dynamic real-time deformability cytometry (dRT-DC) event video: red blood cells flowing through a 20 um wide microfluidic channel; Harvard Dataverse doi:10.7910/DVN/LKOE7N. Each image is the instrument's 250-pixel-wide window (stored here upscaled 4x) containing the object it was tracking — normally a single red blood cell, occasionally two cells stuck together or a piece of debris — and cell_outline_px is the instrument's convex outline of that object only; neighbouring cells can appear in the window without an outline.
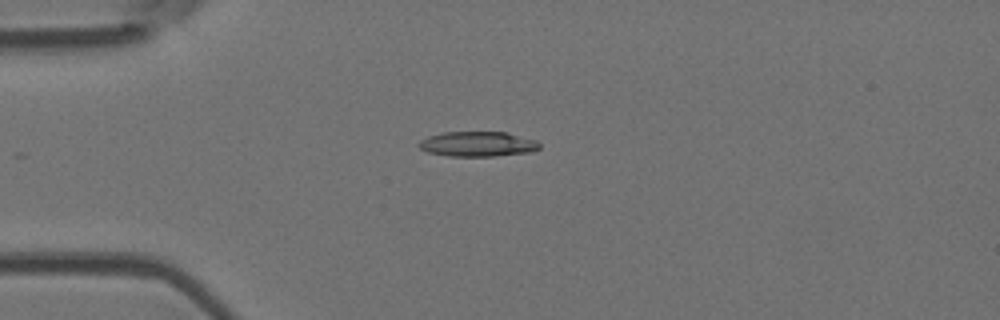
{"species": "Egyptian fruit bat (a non-hibernating species)", "species_latin": "Rousettus aegyptiacus", "temperature_condition": "room temperature", "stored_images_in_passage": 54, "camera_frame_rate_fps": 3000, "um_per_image_px": 0.085, "animal": {"sex": "female"}, "frame": {"image": 1, "passage_image": 14, "time_ms": 4.333, "image_size_px": [1000, 320], "cell_outline_px": [[540, 148], [528, 152], [492, 156], [448, 156], [428, 152], [420, 148], [416, 144], [420, 140], [428, 136], [444, 132], [508, 132], [536, 140], [540, 144]], "centroid_in_image_um": [40.58, 12.23], "position_along_channel_um": 44.4, "area_um2": 17.57}}
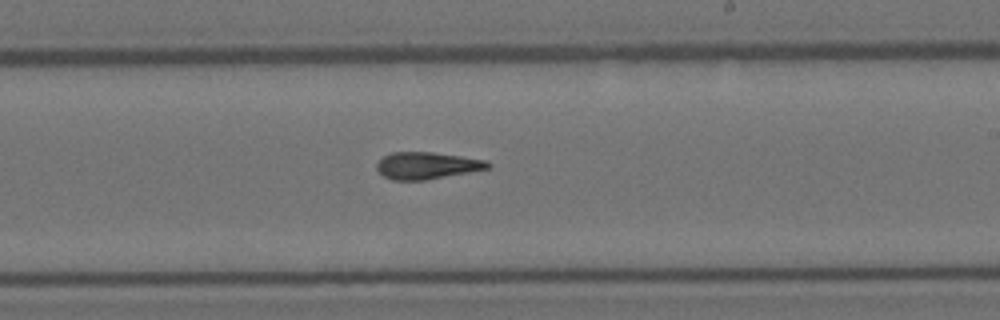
{"frame": {"image": 2, "passage_image": 32, "time_ms": 10.333, "image_size_px": [1000, 320], "cell_outline_px": [[492, 164], [488, 168], [468, 172], [424, 180], [392, 180], [384, 176], [376, 168], [376, 164], [384, 156], [392, 152], [432, 152], [460, 156], [484, 160]], "centroid_in_image_um": [36.25, 14.07], "position_along_channel_um": 252.8, "area_um2": 17.17}}
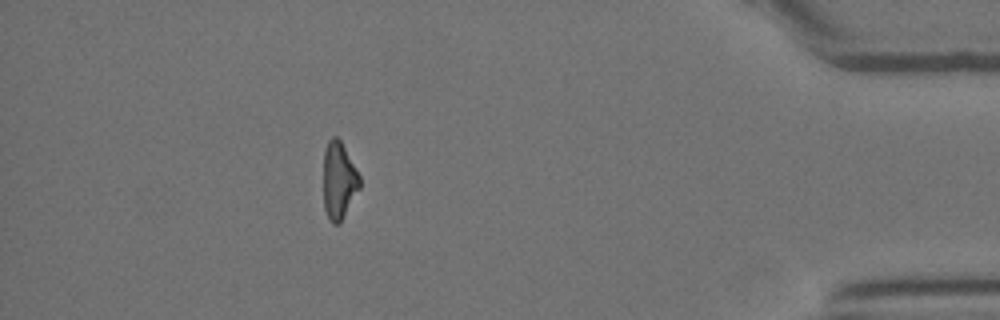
{"frame": {"image": 3, "passage_image": 48, "time_ms": 15.667, "image_size_px": [1000, 320], "cell_outline_px": [[360, 188], [340, 224], [332, 224], [328, 220], [324, 208], [324, 148], [328, 140], [332, 136], [336, 136], [340, 140], [360, 176]], "centroid_in_image_um": [28.79, 15.37], "position_along_channel_um": 406.4, "area_um2": 16.42}, "authors_computed_cell_mechanics": {"area_um2": 17.5712, "velocity_mm_per_s": 3.8076, "shape_relaxation_time_tau1_ms": 6.1457, "shape_relaxation_time_tau2_ms": 6.2393, "deformation_change_tau1": 0.2213, "deformation_change_tau2": 0.196}}